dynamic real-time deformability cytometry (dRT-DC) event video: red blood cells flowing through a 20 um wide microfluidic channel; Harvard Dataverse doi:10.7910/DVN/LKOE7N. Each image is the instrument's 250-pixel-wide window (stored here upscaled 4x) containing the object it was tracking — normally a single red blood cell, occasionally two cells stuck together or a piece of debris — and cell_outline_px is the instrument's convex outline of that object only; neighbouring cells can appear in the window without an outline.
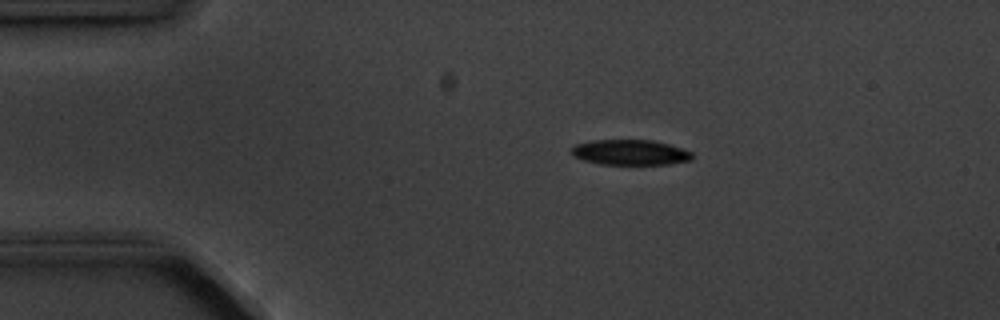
{"species": "common noctule bat (a hibernating species)", "species_latin": "Nyctalus noctula", "temperature_condition": "cold", "stored_images_in_passage": 7, "camera_frame_rate_fps": 3000, "um_per_image_px": 0.085, "animal": {"sex": "male", "body_mass_g": 20.1, "forearm_length_mm": 53.5}, "frame": {"image": 1, "passage_image": 3, "time_ms": 2.333, "image_size_px": [1000, 320], "cell_outline_px": [[692, 160], [668, 164], [600, 164], [584, 160], [572, 156], [568, 148], [572, 144], [592, 140], [652, 140], [668, 144], [692, 152]], "centroid_in_image_um": [53.48, 12.94], "position_along_channel_um": 31.5, "area_um2": 17.98}}
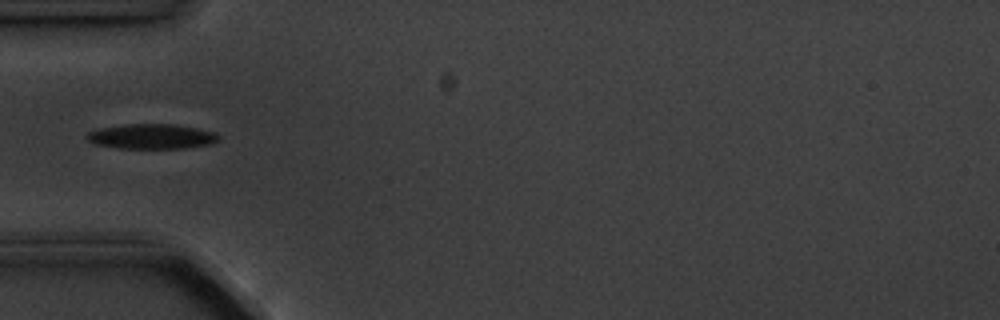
{"frame": {"image": 2, "passage_image": 5, "time_ms": 4.667, "image_size_px": [1000, 320], "cell_outline_px": [[220, 136], [216, 140], [208, 144], [184, 148], [116, 148], [92, 144], [88, 140], [88, 132], [96, 128], [124, 124], [176, 124], [216, 132]], "centroid_in_image_um": [12.83, 11.59], "position_along_channel_um": 72.2, "area_um2": 19.19}}
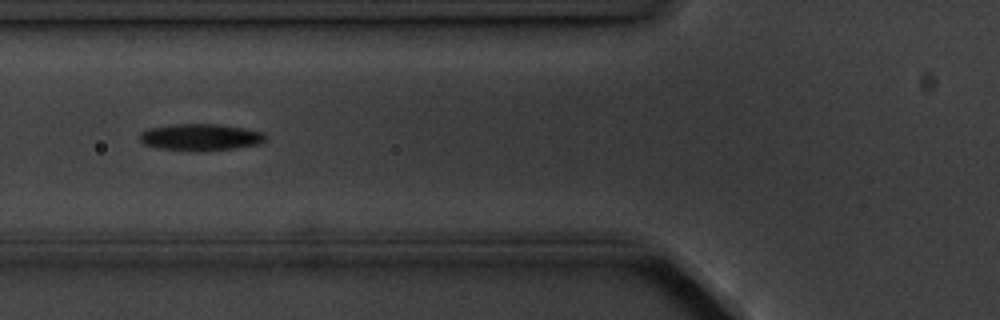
{"frame": {"image": 3, "passage_image": 6, "time_ms": 5.667, "image_size_px": [1000, 320], "cell_outline_px": [[268, 136], [260, 144], [232, 148], [160, 148], [144, 144], [140, 140], [140, 132], [148, 128], [168, 124], [220, 124], [248, 128], [264, 132]], "centroid_in_image_um": [17.08, 11.59], "position_along_channel_um": 108.7, "area_um2": 18.9}}